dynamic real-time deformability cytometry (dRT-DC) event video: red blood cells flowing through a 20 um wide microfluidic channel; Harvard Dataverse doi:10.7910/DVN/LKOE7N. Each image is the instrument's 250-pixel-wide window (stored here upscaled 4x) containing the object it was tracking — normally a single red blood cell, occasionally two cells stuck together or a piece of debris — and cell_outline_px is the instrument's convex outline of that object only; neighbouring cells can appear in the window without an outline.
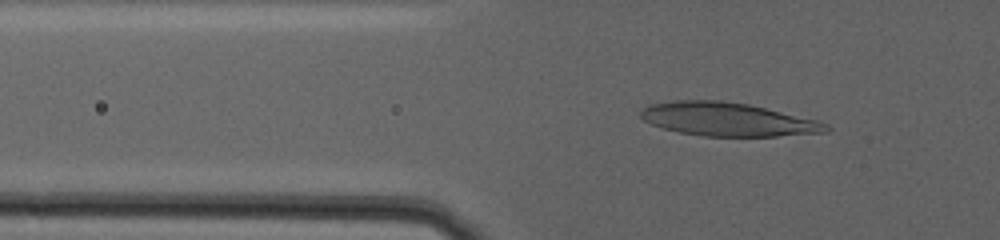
{"species": "human", "species_latin": "Homo sapiens", "temperature_condition": "warm", "stored_images_in_passage": 80, "camera_frame_rate_fps": 3000, "um_per_image_px": 0.085, "donor": {"sex": "female"}, "frame": {"image": 1, "passage_image": 32, "time_ms": 10.333, "image_size_px": [1000, 240], "cell_outline_px": [[832, 128], [828, 132], [776, 136], [704, 136], [680, 132], [664, 128], [652, 124], [644, 120], [640, 116], [640, 112], [648, 104], [672, 100], [720, 100], [748, 104], [816, 120], [828, 124]], "centroid_in_image_um": [61.84, 10.14], "position_along_channel_um": 64.0, "area_um2": 36.01}}
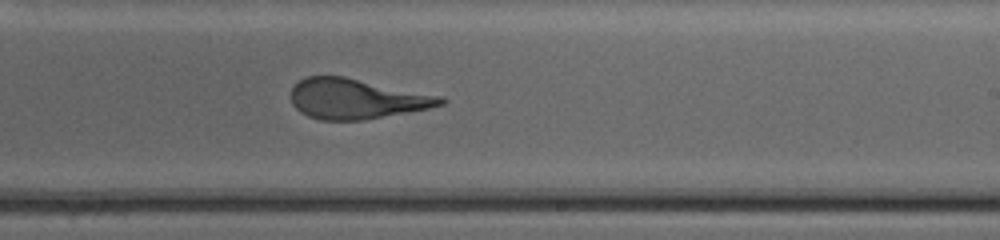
{"frame": {"image": 2, "passage_image": 55, "time_ms": 18.0, "image_size_px": [1000, 240], "cell_outline_px": [[448, 100], [444, 104], [428, 108], [408, 112], [364, 120], [320, 120], [308, 116], [300, 112], [292, 104], [292, 88], [300, 80], [308, 76], [344, 76], [444, 96]], "centroid_in_image_um": [30.33, 8.4], "position_along_channel_um": 258.7, "area_um2": 35.08}}
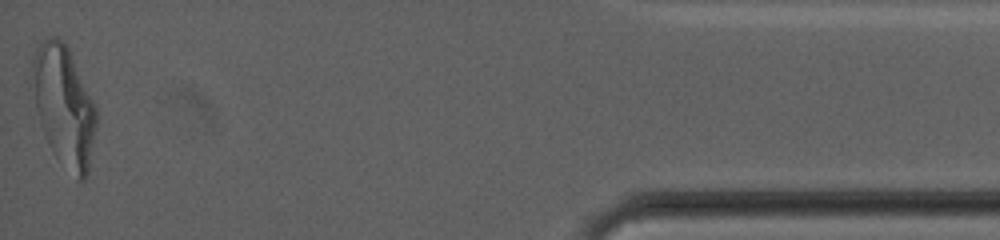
{"frame": {"image": 3, "passage_image": 80, "time_ms": 26.333, "image_size_px": [1000, 240], "cell_outline_px": [[96, 124], [88, 172], [84, 180], [80, 180], [52, 148], [40, 124], [36, 108], [32, 68], [32, 60], [36, 48], [44, 36], [56, 36], [68, 48], [96, 104]], "centroid_in_image_um": [5.45, 8.89], "position_along_channel_um": 429.8, "area_um2": 43.58}}